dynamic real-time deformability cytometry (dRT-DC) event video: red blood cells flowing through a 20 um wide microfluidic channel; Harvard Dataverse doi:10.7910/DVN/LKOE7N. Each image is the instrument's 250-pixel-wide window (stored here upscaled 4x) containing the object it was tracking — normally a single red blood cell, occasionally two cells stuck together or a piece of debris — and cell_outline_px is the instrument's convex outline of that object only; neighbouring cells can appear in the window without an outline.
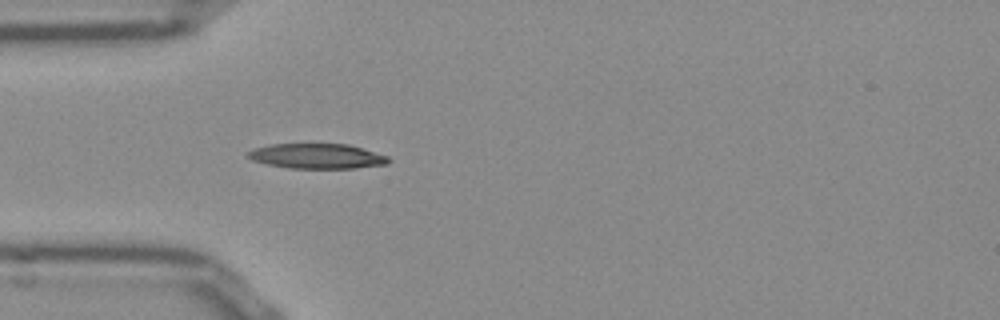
{"species": "Egyptian fruit bat (a non-hibernating species)", "species_latin": "Rousettus aegyptiacus", "temperature_condition": "room temperature", "stored_images_in_passage": 38, "camera_frame_rate_fps": 3000, "um_per_image_px": 0.085, "frame": {"image": 1, "passage_image": 1, "time_ms": 0.0, "image_size_px": [1000, 320], "cell_outline_px": [[392, 160], [388, 164], [356, 168], [288, 168], [268, 164], [252, 160], [244, 156], [248, 152], [256, 148], [272, 144], [348, 144], [388, 156]], "centroid_in_image_um": [26.96, 13.28], "position_along_channel_um": 58.0, "area_um2": 20.46}}
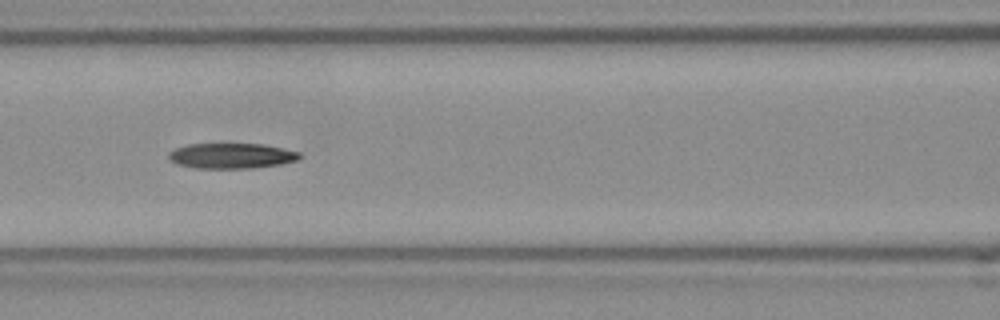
{"frame": {"image": 2, "passage_image": 8, "time_ms": 2.333, "image_size_px": [1000, 320], "cell_outline_px": [[300, 156], [296, 160], [280, 164], [252, 168], [196, 168], [176, 164], [168, 156], [168, 152], [176, 148], [188, 144], [264, 144], [300, 152]], "centroid_in_image_um": [19.66, 13.24], "position_along_channel_um": 146.9, "area_um2": 19.19}}
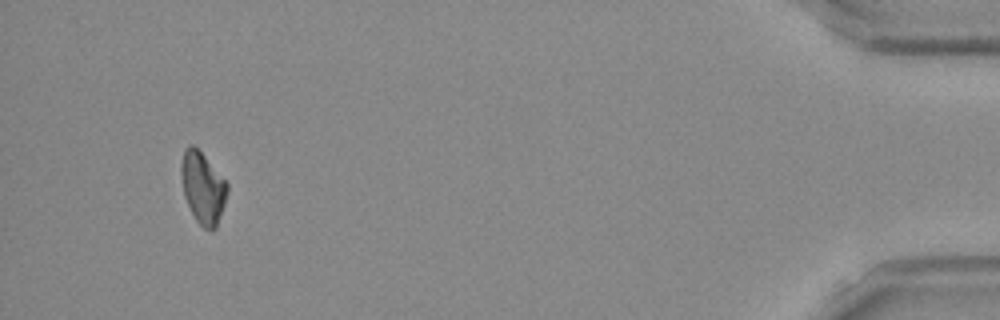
{"frame": {"image": 3, "passage_image": 35, "time_ms": 11.333, "image_size_px": [1000, 320], "cell_outline_px": [[228, 192], [216, 228], [204, 228], [196, 220], [184, 196], [180, 168], [184, 148], [188, 144], [192, 144], [204, 156], [228, 184]], "centroid_in_image_um": [17.22, 15.93], "position_along_channel_um": 418.0, "area_um2": 18.79}}